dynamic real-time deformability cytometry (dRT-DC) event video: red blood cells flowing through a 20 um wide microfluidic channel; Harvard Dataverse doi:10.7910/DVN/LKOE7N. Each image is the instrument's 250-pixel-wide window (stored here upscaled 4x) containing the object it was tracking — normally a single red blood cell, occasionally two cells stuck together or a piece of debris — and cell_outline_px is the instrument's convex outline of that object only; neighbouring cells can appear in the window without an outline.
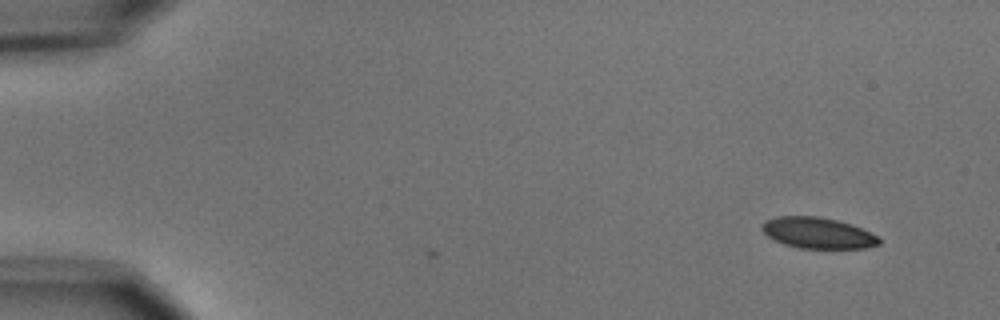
{"species": "common noctule bat (a hibernating species)", "species_latin": "Nyctalus noctula", "temperature_condition": "cold", "stored_images_in_passage": 5, "camera_frame_rate_fps": 3000, "um_per_image_px": 0.085, "animal": {"sex": "male", "body_mass_g": 15.6}, "frame": {"image": 1, "passage_image": 1, "time_ms": 0.0, "image_size_px": [1000, 320], "cell_outline_px": [[880, 244], [864, 248], [800, 248], [784, 244], [768, 236], [760, 228], [760, 224], [764, 220], [776, 216], [820, 216], [852, 224], [880, 236]], "centroid_in_image_um": [69.51, 19.79], "position_along_channel_um": 15.5, "area_um2": 21.33}}